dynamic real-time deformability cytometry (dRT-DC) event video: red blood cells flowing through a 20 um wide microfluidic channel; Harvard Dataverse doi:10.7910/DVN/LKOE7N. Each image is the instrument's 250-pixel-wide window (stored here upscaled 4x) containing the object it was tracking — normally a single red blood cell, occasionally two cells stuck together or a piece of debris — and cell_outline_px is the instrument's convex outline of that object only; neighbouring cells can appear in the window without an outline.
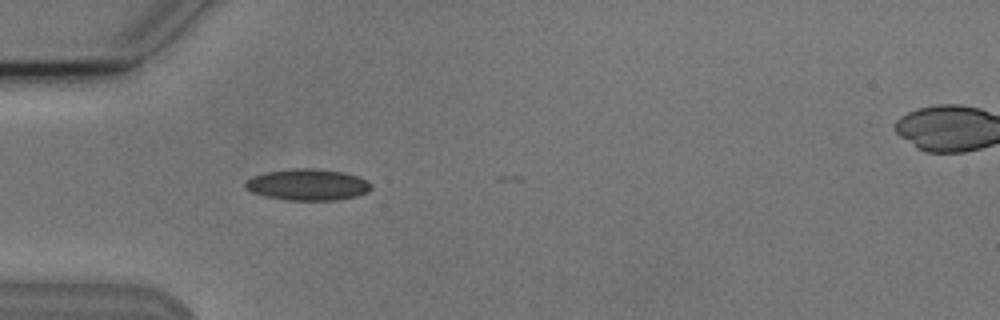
{"species": "Egyptian fruit bat (a non-hibernating species)", "species_latin": "Rousettus aegyptiacus", "temperature_condition": "cold", "stored_images_in_passage": 4, "segment_of_instrument_passage": [1, 2], "camera_frame_rate_fps": 3000, "um_per_image_px": 0.085, "animal": {"sex": "male"}, "frame": {"image": 1, "passage_image": 3, "time_ms": 3.333, "image_size_px": [1000, 320], "cell_outline_px": [[372, 188], [368, 192], [356, 196], [336, 200], [288, 200], [264, 196], [252, 192], [244, 188], [244, 184], [252, 176], [268, 172], [296, 168], [312, 168], [344, 172], [368, 180], [372, 184]], "centroid_in_image_um": [26.17, 15.7], "position_along_channel_um": 58.8, "area_um2": 23.0}}